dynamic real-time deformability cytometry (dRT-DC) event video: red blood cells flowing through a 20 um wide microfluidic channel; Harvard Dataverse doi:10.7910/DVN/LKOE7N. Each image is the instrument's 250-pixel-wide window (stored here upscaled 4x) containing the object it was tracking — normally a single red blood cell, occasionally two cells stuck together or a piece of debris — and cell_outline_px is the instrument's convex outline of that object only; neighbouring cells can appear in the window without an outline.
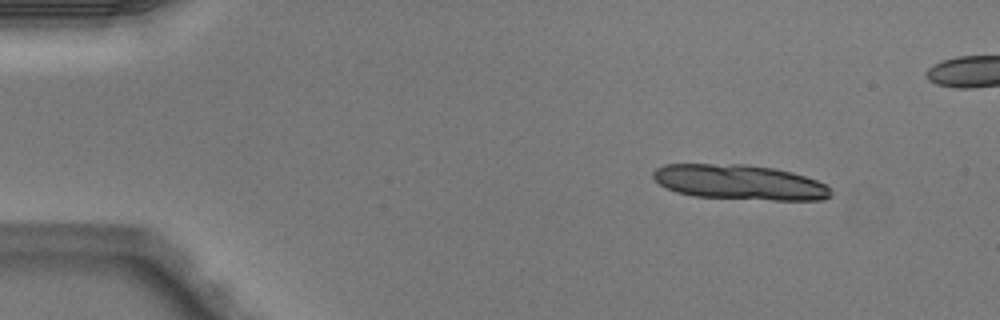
{"species": "Egyptian fruit bat (a non-hibernating species)", "species_latin": "Rousettus aegyptiacus", "temperature_condition": "warm", "stored_images_in_passage": 3, "camera_frame_rate_fps": 3000, "um_per_image_px": 0.085, "animal": {"sex": "male"}, "frame": {"image": 1, "passage_image": 1, "time_ms": 0.0, "image_size_px": [1000, 320], "cell_outline_px": [[832, 196], [824, 200], [772, 200], [696, 196], [676, 192], [660, 184], [652, 176], [652, 172], [656, 168], [664, 164], [744, 164], [776, 168], [792, 172], [816, 180], [832, 188]], "centroid_in_image_um": [62.9, 15.49], "position_along_channel_um": 22.1, "area_um2": 36.36}}
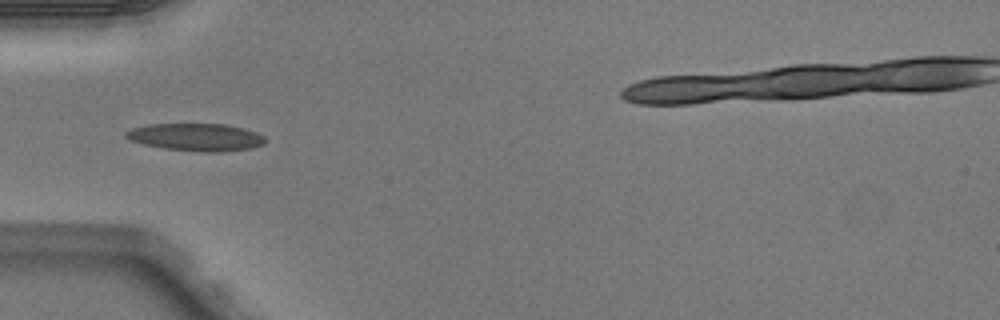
{"frame": {"image": 2, "passage_image": 3, "time_ms": 0.667, "image_size_px": [1000, 320], "cell_outline_px": [[264, 144], [252, 148], [220, 152], [208, 152], [164, 148], [144, 144], [128, 140], [124, 136], [124, 132], [132, 128], [148, 124], [224, 124], [256, 132], [264, 136]], "centroid_in_image_um": [16.63, 11.65], "position_along_channel_um": 68.4, "area_um2": 22.2}}